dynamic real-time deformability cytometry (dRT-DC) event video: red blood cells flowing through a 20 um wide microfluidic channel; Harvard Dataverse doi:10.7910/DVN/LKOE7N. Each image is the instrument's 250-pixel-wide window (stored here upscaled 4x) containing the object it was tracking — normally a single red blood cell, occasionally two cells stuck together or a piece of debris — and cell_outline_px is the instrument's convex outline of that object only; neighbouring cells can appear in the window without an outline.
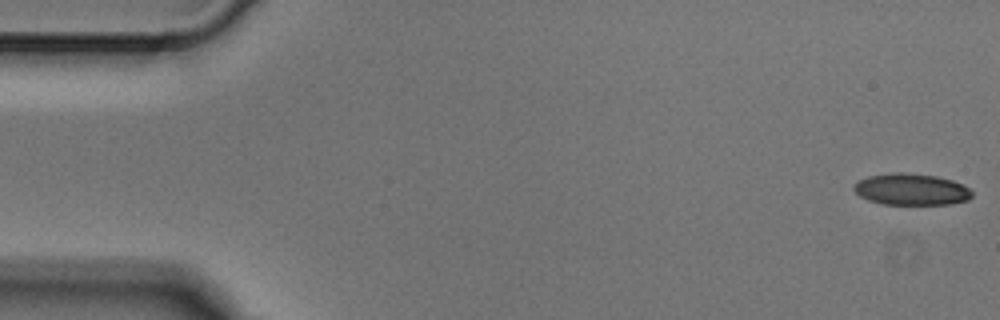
{"species": "Egyptian fruit bat (a non-hibernating species)", "species_latin": "Rousettus aegyptiacus", "temperature_condition": "cold", "stored_images_in_passage": 6, "camera_frame_rate_fps": 3000, "um_per_image_px": 0.085, "animal": {"sex": "male"}, "frame": {"image": 1, "passage_image": 1, "time_ms": 0.0, "image_size_px": [1000, 320], "cell_outline_px": [[972, 196], [968, 200], [952, 204], [880, 204], [868, 200], [860, 196], [852, 188], [860, 180], [868, 176], [892, 172], [900, 172], [936, 176], [952, 180], [968, 188], [972, 192]], "centroid_in_image_um": [77.45, 16.1], "position_along_channel_um": 7.5, "area_um2": 21.62}}
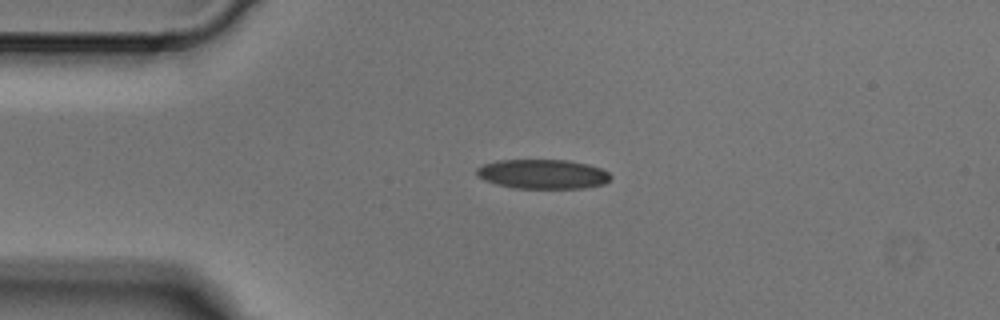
{"frame": {"image": 2, "passage_image": 4, "time_ms": 1.0, "image_size_px": [1000, 320], "cell_outline_px": [[612, 176], [604, 184], [584, 188], [512, 188], [496, 184], [484, 180], [476, 176], [476, 168], [484, 164], [496, 160], [568, 160], [588, 164], [600, 168], [608, 172]], "centroid_in_image_um": [46.11, 14.8], "position_along_channel_um": 38.9, "area_um2": 23.12}}
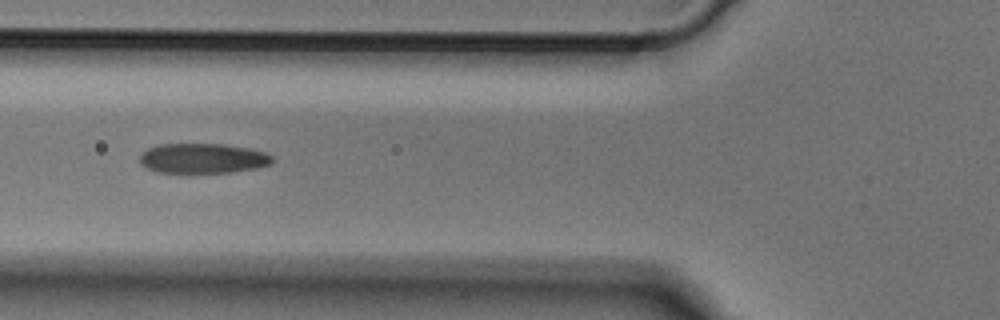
{"frame": {"image": 3, "passage_image": 6, "time_ms": 1.667, "image_size_px": [1000, 320], "cell_outline_px": [[272, 164], [256, 168], [232, 172], [156, 172], [144, 168], [140, 164], [140, 152], [148, 148], [160, 144], [224, 144], [248, 148], [264, 152], [272, 156]], "centroid_in_image_um": [17.19, 13.46], "position_along_channel_um": 108.6, "area_um2": 23.18}}